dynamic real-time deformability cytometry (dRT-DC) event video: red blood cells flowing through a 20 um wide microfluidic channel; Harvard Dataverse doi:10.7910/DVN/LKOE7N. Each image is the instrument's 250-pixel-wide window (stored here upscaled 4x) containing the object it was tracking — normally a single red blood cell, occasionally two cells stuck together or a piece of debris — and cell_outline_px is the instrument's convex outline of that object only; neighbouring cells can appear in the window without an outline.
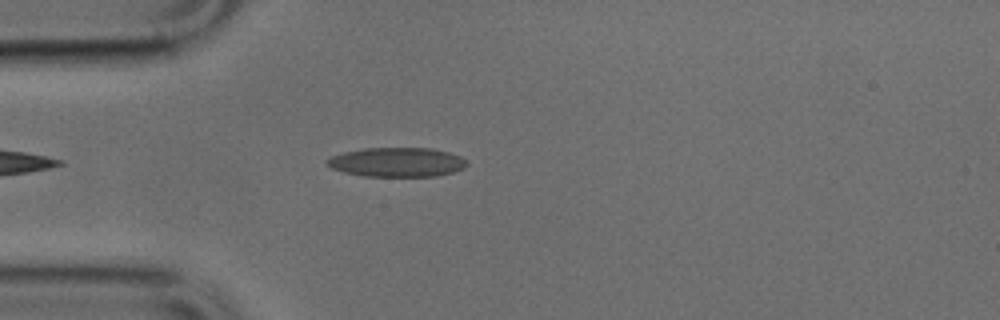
{"species": "common noctule bat (a hibernating species)", "species_latin": "Nyctalus noctula", "temperature_condition": "cold", "stored_images_in_passage": 26, "camera_frame_rate_fps": 3000, "um_per_image_px": 0.085, "animal": {"sex": "male", "body_mass_g": 17.9, "forearm_length_mm": 54.2}, "frame": {"image": 1, "passage_image": 4, "time_ms": 1.0, "image_size_px": [1000, 320], "cell_outline_px": [[468, 164], [464, 168], [452, 172], [436, 176], [364, 176], [344, 172], [332, 168], [324, 164], [324, 160], [332, 156], [344, 152], [364, 148], [432, 148], [448, 152], [460, 156], [468, 160]], "centroid_in_image_um": [33.73, 13.78], "position_along_channel_um": 51.3, "area_um2": 23.99}}
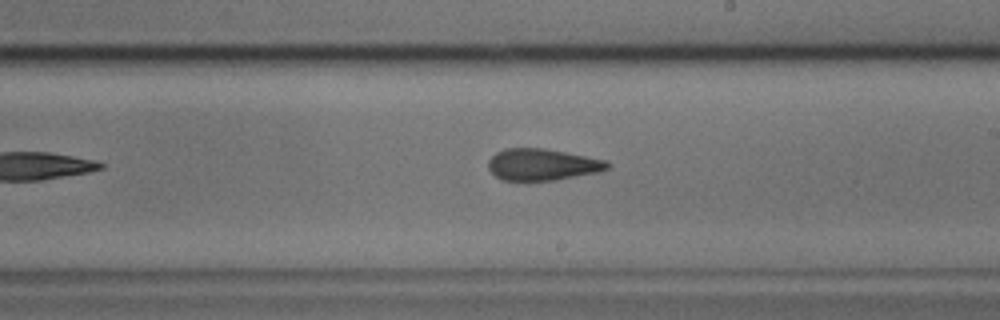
{"frame": {"image": 2, "passage_image": 19, "time_ms": 6.0, "image_size_px": [1000, 320], "cell_outline_px": [[612, 164], [608, 168], [600, 172], [556, 180], [500, 180], [488, 168], [488, 160], [496, 152], [504, 148], [544, 148], [608, 160]], "centroid_in_image_um": [46.12, 13.98], "position_along_channel_um": 242.9, "area_um2": 22.14}}
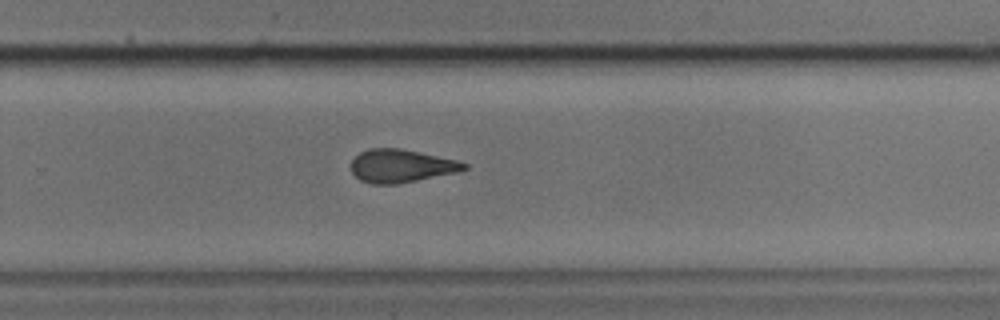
{"frame": {"image": 3, "passage_image": 23, "time_ms": 7.333, "image_size_px": [1000, 320], "cell_outline_px": [[468, 168], [460, 172], [396, 184], [372, 184], [360, 180], [352, 172], [352, 160], [360, 152], [368, 148], [400, 148], [420, 152], [456, 160], [468, 164]], "centroid_in_image_um": [34.12, 14.1], "position_along_channel_um": 295.7, "area_um2": 21.79}}